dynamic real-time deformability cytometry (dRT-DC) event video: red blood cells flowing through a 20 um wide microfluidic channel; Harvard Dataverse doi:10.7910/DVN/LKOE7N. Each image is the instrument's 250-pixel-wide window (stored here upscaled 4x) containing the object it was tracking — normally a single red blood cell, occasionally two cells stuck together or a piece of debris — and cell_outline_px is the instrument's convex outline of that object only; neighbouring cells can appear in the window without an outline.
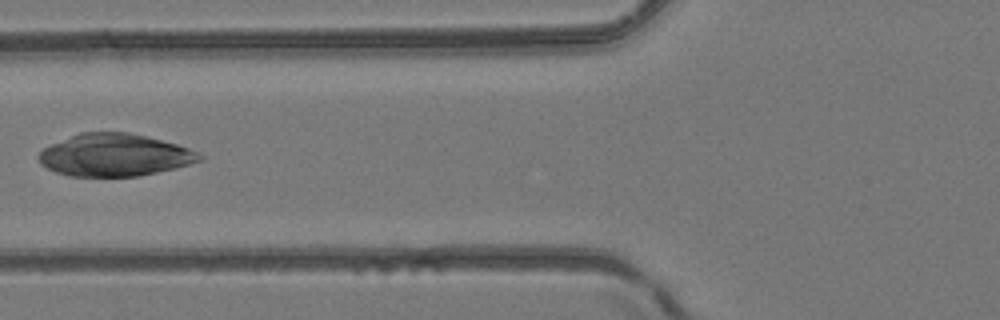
{"species": "common noctule bat (a hibernating species)", "species_latin": "Nyctalus noctula", "temperature_condition": "room temperature", "stored_images_in_passage": 3, "camera_frame_rate_fps": 3000, "um_per_image_px": 0.085, "animal": {"sex": "female", "body_mass_g": 24.6, "forearm_length_mm": 56.2}, "frame": {"image": 1, "passage_image": 3, "time_ms": 0.667, "image_size_px": [1000, 320], "cell_outline_px": [[204, 160], [176, 168], [140, 176], [72, 176], [56, 172], [40, 164], [40, 152], [44, 148], [52, 144], [80, 132], [128, 132], [176, 144], [200, 152], [204, 156]], "centroid_in_image_um": [9.79, 13.18], "position_along_channel_um": 116.0, "area_um2": 39.48}}